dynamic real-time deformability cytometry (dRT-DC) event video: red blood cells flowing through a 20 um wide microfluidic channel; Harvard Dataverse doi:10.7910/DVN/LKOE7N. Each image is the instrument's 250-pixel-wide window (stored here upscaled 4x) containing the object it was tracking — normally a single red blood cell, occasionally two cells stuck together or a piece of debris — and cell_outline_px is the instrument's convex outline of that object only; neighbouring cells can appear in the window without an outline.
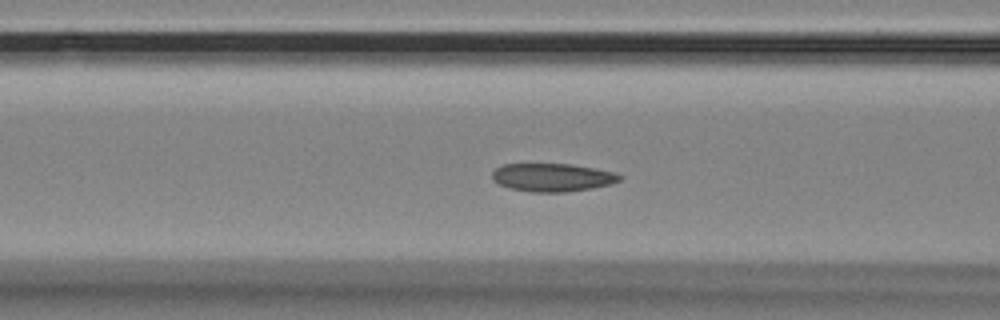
{"species": "Egyptian fruit bat (a non-hibernating species)", "species_latin": "Rousettus aegyptiacus", "temperature_condition": "room temperature", "stored_images_in_passage": 52, "camera_frame_rate_fps": 3000, "um_per_image_px": 0.085, "animal": {"sex": "female"}, "frame": {"image": 1, "passage_image": 17, "time_ms": 5.333, "image_size_px": [1000, 320], "cell_outline_px": [[624, 176], [620, 180], [612, 184], [592, 188], [564, 192], [532, 192], [508, 188], [492, 180], [492, 172], [496, 168], [504, 164], [572, 164], [616, 172]], "centroid_in_image_um": [46.98, 15.08], "position_along_channel_um": 119.6, "area_um2": 21.04}}
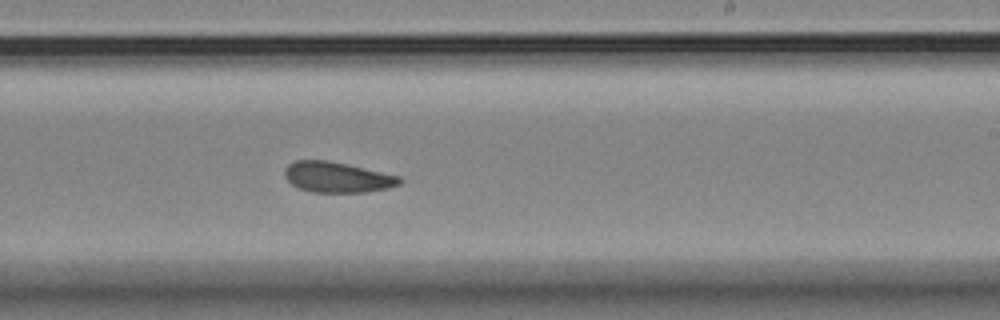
{"frame": {"image": 2, "passage_image": 29, "time_ms": 9.333, "image_size_px": [1000, 320], "cell_outline_px": [[404, 180], [400, 184], [388, 188], [364, 192], [312, 192], [300, 188], [292, 184], [284, 176], [284, 168], [288, 164], [296, 160], [328, 160], [400, 176]], "centroid_in_image_um": [28.66, 15.06], "position_along_channel_um": 260.3, "area_um2": 20.4}}
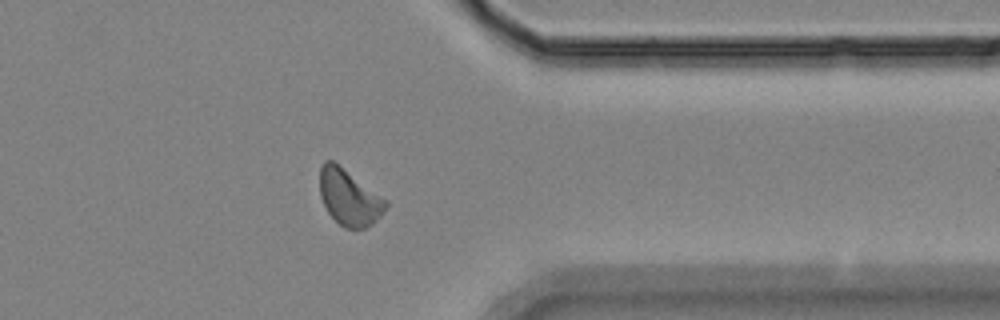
{"frame": {"image": 3, "passage_image": 40, "time_ms": 13.0, "image_size_px": [1000, 320], "cell_outline_px": [[388, 204], [380, 216], [372, 224], [364, 228], [344, 228], [328, 212], [320, 196], [320, 168], [324, 160], [332, 160], [388, 200]], "centroid_in_image_um": [29.68, 16.77], "position_along_channel_um": 381.7, "area_um2": 21.27}, "authors_computed_cell_mechanics": {"area_um2": 20.9236, "velocity_mm_per_s": 3.5185, "shape_relaxation_time_tau1_ms": null, "shape_relaxation_time_tau2_ms": 3.1028, "deformation_change_tau1": null, "deformation_change_tau2": 0.0908}}